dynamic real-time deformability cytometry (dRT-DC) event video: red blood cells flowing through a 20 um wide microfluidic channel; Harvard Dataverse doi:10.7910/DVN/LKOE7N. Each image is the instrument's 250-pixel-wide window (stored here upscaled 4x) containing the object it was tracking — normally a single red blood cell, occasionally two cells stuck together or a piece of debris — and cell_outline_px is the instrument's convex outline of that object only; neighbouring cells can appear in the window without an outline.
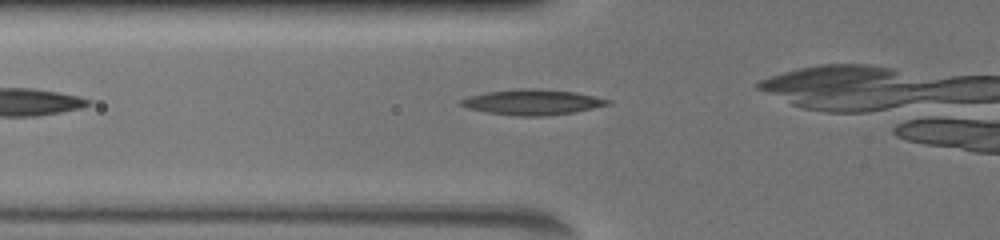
{"species": "common noctule bat (a hibernating species)", "species_latin": "Nyctalus noctula", "temperature_condition": "warm", "stored_images_in_passage": 61, "camera_frame_rate_fps": 3000, "um_per_image_px": 0.085, "animal": {"sex": "female", "body_mass_g": 19.5, "forearm_length_mm": 54.1}, "frame": {"image": 1, "passage_image": 22, "time_ms": 5.0, "image_size_px": [1000, 240], "cell_outline_px": [[612, 104], [572, 112], [548, 116], [516, 116], [484, 112], [468, 108], [460, 104], [460, 100], [472, 96], [488, 92], [520, 88], [532, 88], [572, 92], [612, 100]], "centroid_in_image_um": [45.26, 8.69], "position_along_channel_um": 80.5, "area_um2": 21.44}}
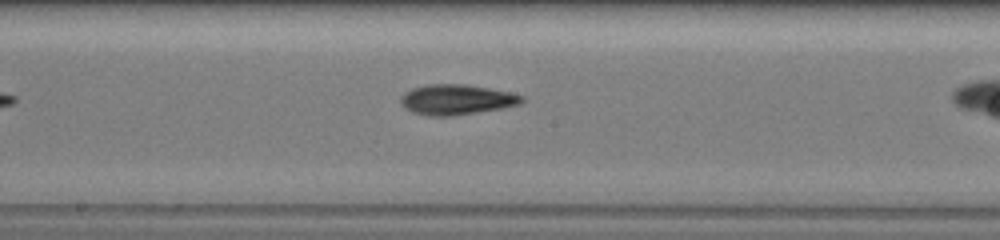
{"frame": {"image": 2, "passage_image": 37, "time_ms": 8.333, "image_size_px": [1000, 240], "cell_outline_px": [[524, 100], [520, 104], [504, 108], [452, 116], [428, 116], [412, 112], [404, 108], [400, 104], [400, 96], [404, 92], [412, 88], [428, 84], [464, 84], [488, 88], [508, 92], [524, 96]], "centroid_in_image_um": [38.76, 8.47], "position_along_channel_um": 209.4, "area_um2": 21.5}}
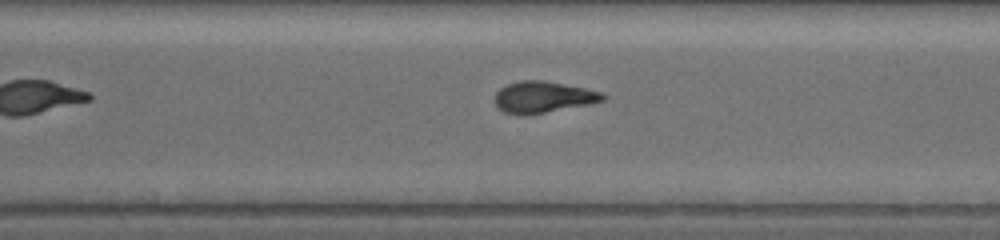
{"frame": {"image": 3, "passage_image": 51, "time_ms": 11.333, "image_size_px": [1000, 240], "cell_outline_px": [[604, 100], [588, 104], [524, 116], [516, 116], [504, 112], [496, 108], [496, 92], [500, 88], [508, 84], [520, 80], [540, 80], [584, 88], [600, 92], [604, 96]], "centroid_in_image_um": [46.08, 8.27], "position_along_channel_um": 324.5, "area_um2": 19.54}}